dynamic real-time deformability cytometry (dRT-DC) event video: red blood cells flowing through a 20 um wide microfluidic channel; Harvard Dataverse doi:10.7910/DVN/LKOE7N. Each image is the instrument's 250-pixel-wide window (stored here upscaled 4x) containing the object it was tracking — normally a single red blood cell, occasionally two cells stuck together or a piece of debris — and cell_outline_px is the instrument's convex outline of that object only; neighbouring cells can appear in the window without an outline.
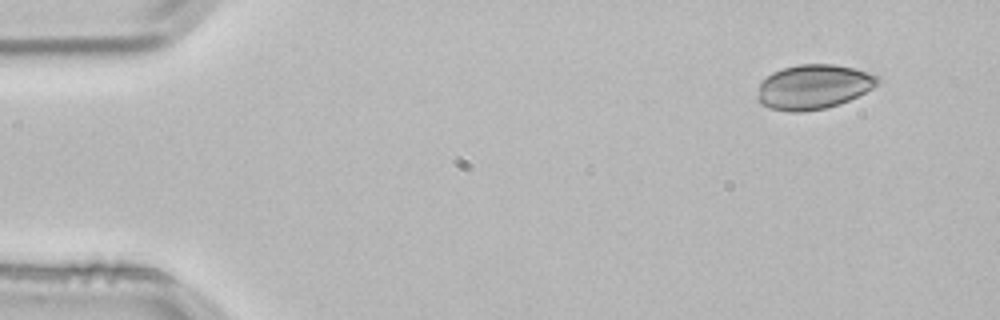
{"species": "common noctule bat (a hibernating species)", "species_latin": "Nyctalus noctula", "temperature_condition": "room temperature", "stored_images_in_passage": 2, "camera_frame_rate_fps": 3000, "um_per_image_px": 0.085, "animal": {"sex": "male", "body_mass_g": 21.5, "forearm_length_mm": 52.0}, "frame": {"image": 1, "passage_image": 1, "time_ms": 0.0, "image_size_px": [1000, 320], "cell_outline_px": [[880, 80], [872, 88], [848, 100], [824, 108], [804, 112], [788, 112], [768, 108], [760, 104], [756, 100], [756, 96], [760, 80], [772, 72], [784, 68], [800, 64], [832, 64], [872, 72], [880, 76]], "centroid_in_image_um": [69.09, 7.38], "position_along_channel_um": 15.9, "area_um2": 31.44}}